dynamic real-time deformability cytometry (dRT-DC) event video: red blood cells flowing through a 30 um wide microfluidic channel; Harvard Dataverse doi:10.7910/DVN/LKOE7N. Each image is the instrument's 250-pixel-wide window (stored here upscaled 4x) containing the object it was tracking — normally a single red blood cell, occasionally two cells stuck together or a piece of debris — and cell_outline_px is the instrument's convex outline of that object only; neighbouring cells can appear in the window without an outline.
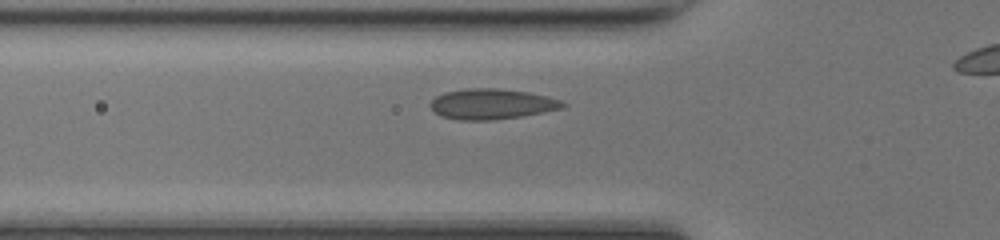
{"species": "common noctule bat (a hibernating species)", "species_latin": "Nyctalus noctula", "temperature_condition": "room temperature", "stored_images_in_passage": 32, "camera_frame_rate_fps": 3000, "um_per_image_px": 0.085, "animal": {"sex": "female", "body_mass_g": 17.0, "forearm_length_mm": 48.0}, "frame": {"image": 1, "passage_image": 9, "time_ms": 2.667, "image_size_px": [1000, 240], "cell_outline_px": [[568, 104], [564, 108], [544, 112], [520, 116], [492, 120], [460, 120], [444, 116], [436, 112], [428, 104], [436, 96], [444, 92], [468, 88], [496, 88], [528, 92], [560, 100]], "centroid_in_image_um": [41.8, 8.83], "position_along_channel_um": 84.0, "area_um2": 23.29}}
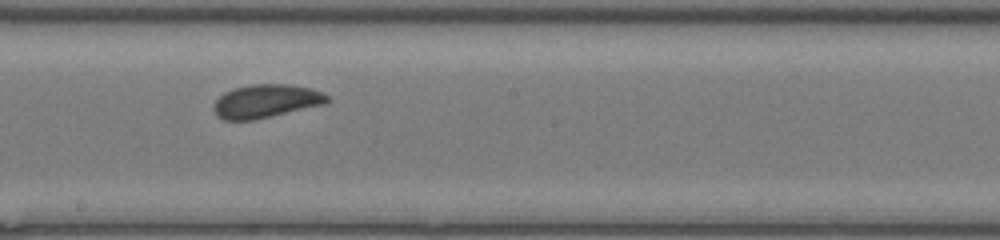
{"frame": {"image": 2, "passage_image": 19, "time_ms": 6.0, "image_size_px": [1000, 240], "cell_outline_px": [[328, 100], [324, 104], [252, 120], [224, 120], [216, 116], [212, 108], [216, 100], [224, 92], [236, 88], [252, 84], [288, 84], [312, 88], [328, 96]], "centroid_in_image_um": [22.56, 8.59], "position_along_channel_um": 225.6, "area_um2": 21.85}}
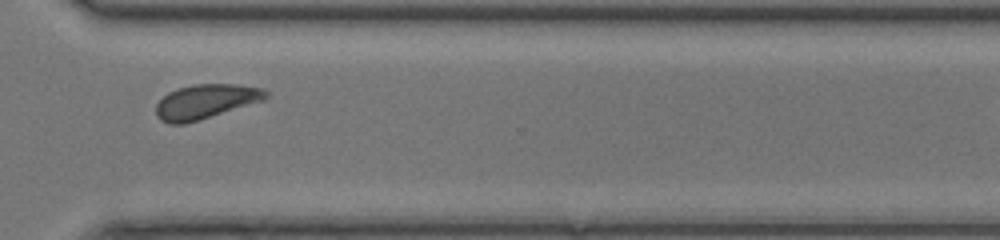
{"frame": {"image": 3, "passage_image": 28, "time_ms": 9.0, "image_size_px": [1000, 240], "cell_outline_px": [[268, 96], [264, 100], [200, 120], [184, 124], [168, 124], [160, 120], [156, 116], [156, 104], [168, 92], [176, 88], [192, 84], [236, 84], [264, 88], [268, 92]], "centroid_in_image_um": [17.47, 8.63], "position_along_channel_um": 353.1, "area_um2": 22.25}}